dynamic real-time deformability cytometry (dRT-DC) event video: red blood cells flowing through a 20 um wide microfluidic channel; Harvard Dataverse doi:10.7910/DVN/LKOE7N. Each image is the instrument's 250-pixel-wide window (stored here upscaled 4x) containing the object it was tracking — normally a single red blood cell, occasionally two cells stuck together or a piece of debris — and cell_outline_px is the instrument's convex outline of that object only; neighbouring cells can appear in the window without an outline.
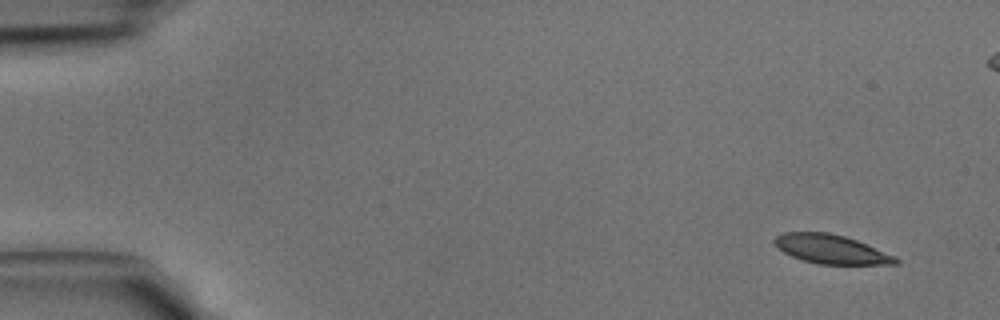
{"species": "common noctule bat (a hibernating species)", "species_latin": "Nyctalus noctula", "temperature_condition": "cold", "stored_images_in_passage": 4, "camera_frame_rate_fps": 3000, "um_per_image_px": 0.085, "animal": {"sex": "male", "body_mass_g": 15.6}, "frame": {"image": 1, "passage_image": 1, "time_ms": 0.0, "image_size_px": [1000, 320], "cell_outline_px": [[900, 264], [816, 264], [792, 256], [776, 248], [772, 240], [776, 236], [784, 232], [828, 232], [844, 236], [856, 240], [896, 256], [900, 260]], "centroid_in_image_um": [70.63, 21.18], "position_along_channel_um": 14.4, "area_um2": 20.52}}